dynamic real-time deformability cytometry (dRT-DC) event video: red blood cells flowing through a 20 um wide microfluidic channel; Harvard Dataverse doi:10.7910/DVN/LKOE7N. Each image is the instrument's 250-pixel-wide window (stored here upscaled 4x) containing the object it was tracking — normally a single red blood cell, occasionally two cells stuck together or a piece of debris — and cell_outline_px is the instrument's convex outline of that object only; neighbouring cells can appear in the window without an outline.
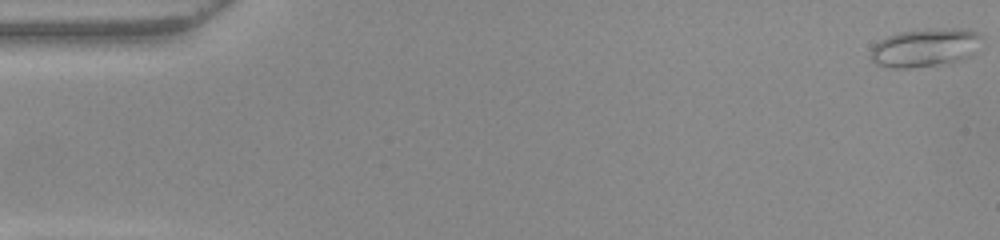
{"species": "common noctule bat (a hibernating species)", "species_latin": "Nyctalus noctula", "temperature_condition": "warm", "stored_images_in_passage": 52, "camera_frame_rate_fps": 3000, "um_per_image_px": 0.085, "animal": {"sex": "female", "body_mass_g": 22.0, "forearm_length_mm": 56.7}, "frame": {"image": 1, "passage_image": 1, "time_ms": 0.0, "image_size_px": [1000, 240], "cell_outline_px": [[984, 36], [972, 52], [968, 56], [960, 60], [912, 68], [888, 68], [876, 64], [868, 56], [872, 48], [880, 40], [888, 36], [900, 32], [952, 28], [960, 28], [976, 32]], "centroid_in_image_um": [78.58, 4.06], "position_along_channel_um": 6.4, "area_um2": 24.39}}
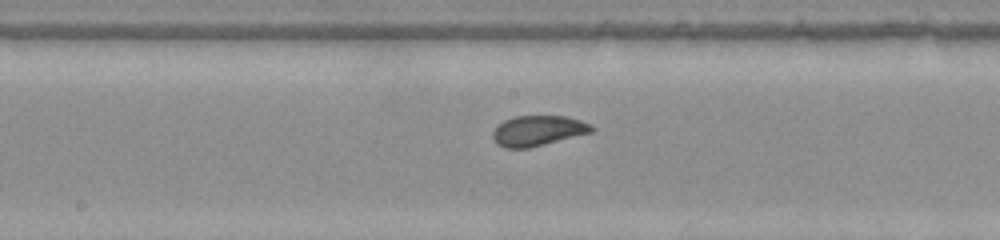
{"frame": {"image": 2, "passage_image": 27, "time_ms": 8.667, "image_size_px": [1000, 240], "cell_outline_px": [[596, 128], [592, 132], [528, 148], [504, 148], [496, 144], [492, 136], [492, 132], [504, 120], [516, 116], [564, 116], [580, 120], [592, 124]], "centroid_in_image_um": [45.73, 11.11], "position_along_channel_um": 202.5, "area_um2": 17.4}}
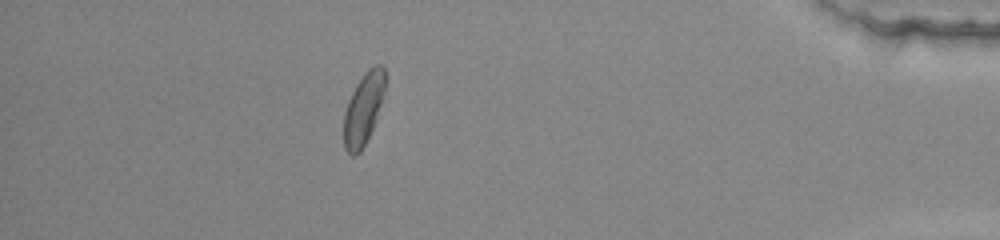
{"frame": {"image": 3, "passage_image": 46, "time_ms": 15.0, "image_size_px": [1000, 240], "cell_outline_px": [[388, 76], [384, 92], [376, 120], [360, 152], [356, 156], [352, 156], [344, 148], [344, 112], [348, 100], [356, 84], [364, 72], [368, 68], [376, 64], [384, 64]], "centroid_in_image_um": [30.92, 9.17], "position_along_channel_um": 404.3, "area_um2": 17.57}, "authors_computed_cell_mechanics": {"area_um2": 17.918, "velocity_mm_per_s": 3.9605, "shape_relaxation_time_tau1_ms": null, "shape_relaxation_time_tau2_ms": 0.6349, "deformation_change_tau1": null, "deformation_change_tau2": 0.0352}}